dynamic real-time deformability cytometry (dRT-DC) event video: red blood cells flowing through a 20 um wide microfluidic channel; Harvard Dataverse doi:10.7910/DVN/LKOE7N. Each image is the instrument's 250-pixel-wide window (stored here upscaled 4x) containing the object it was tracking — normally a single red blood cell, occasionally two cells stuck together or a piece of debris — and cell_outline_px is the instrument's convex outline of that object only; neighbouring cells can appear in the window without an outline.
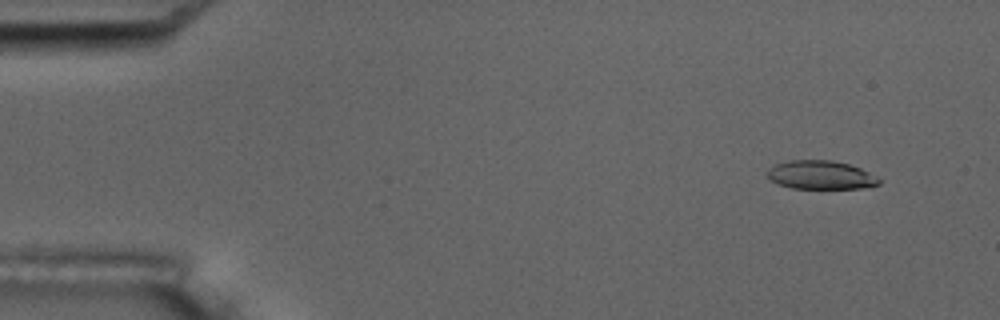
{"species": "common noctule bat (a hibernating species)", "species_latin": "Nyctalus noctula", "temperature_condition": "room temperature", "stored_images_in_passage": 7, "camera_frame_rate_fps": 3000, "um_per_image_px": 0.085, "animal": {"sex": "male", "body_mass_g": 17.5, "forearm_length_mm": 52.3}, "frame": {"image": 1, "passage_image": 2, "time_ms": 1.333, "image_size_px": [1000, 320], "cell_outline_px": [[880, 184], [860, 188], [792, 188], [780, 184], [772, 180], [768, 176], [768, 168], [776, 164], [788, 160], [832, 160], [848, 164], [860, 168], [868, 172], [880, 180]], "centroid_in_image_um": [69.75, 14.86], "position_along_channel_um": 15.3, "area_um2": 18.32}}
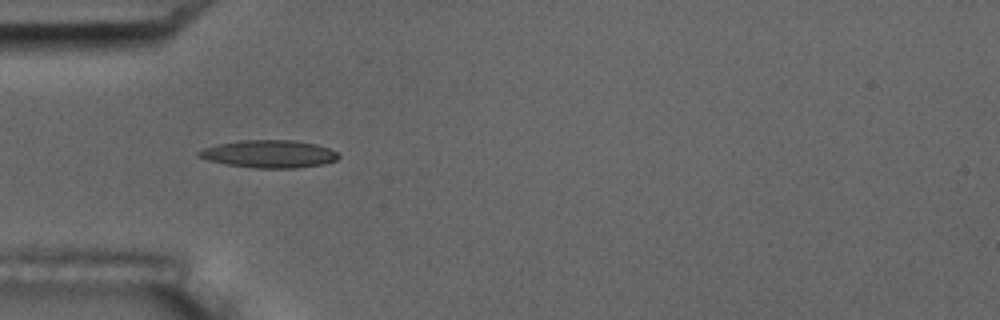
{"frame": {"image": 2, "passage_image": 6, "time_ms": 5.667, "image_size_px": [1000, 320], "cell_outline_px": [[340, 156], [336, 160], [324, 164], [296, 168], [252, 168], [224, 164], [208, 160], [196, 156], [196, 152], [204, 148], [216, 144], [244, 140], [292, 140], [316, 144], [328, 148], [336, 152]], "centroid_in_image_um": [22.84, 13.09], "position_along_channel_um": 62.2, "area_um2": 22.6}}